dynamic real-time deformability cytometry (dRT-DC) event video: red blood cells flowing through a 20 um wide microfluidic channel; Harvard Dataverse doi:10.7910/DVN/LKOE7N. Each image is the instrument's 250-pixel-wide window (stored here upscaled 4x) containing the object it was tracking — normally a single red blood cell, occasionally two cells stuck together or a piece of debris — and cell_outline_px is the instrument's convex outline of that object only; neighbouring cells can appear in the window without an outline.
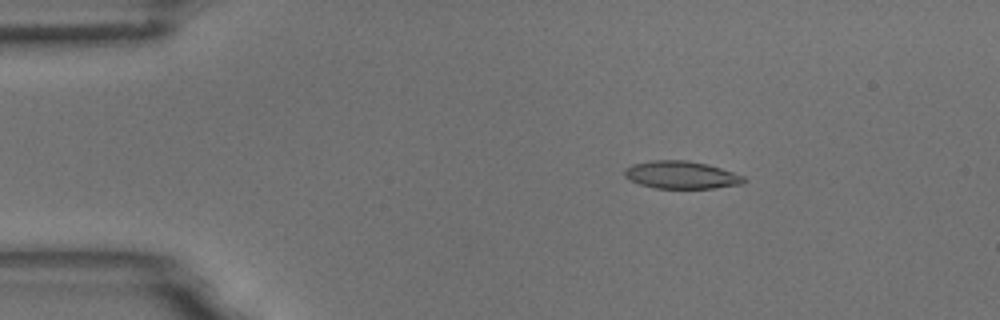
{"species": "common noctule bat (a hibernating species)", "species_latin": "Nyctalus noctula", "temperature_condition": "room temperature", "stored_images_in_passage": 3, "camera_frame_rate_fps": 3000, "um_per_image_px": 0.085, "animal": {"sex": "male", "body_mass_g": 18.8}, "frame": {"image": 1, "passage_image": 1, "time_ms": 0.0, "image_size_px": [1000, 320], "cell_outline_px": [[748, 180], [744, 184], [712, 188], [656, 188], [640, 184], [628, 180], [624, 176], [624, 168], [632, 164], [652, 160], [688, 160], [708, 164], [744, 176]], "centroid_in_image_um": [57.9, 14.86], "position_along_channel_um": 27.1, "area_um2": 19.36}}